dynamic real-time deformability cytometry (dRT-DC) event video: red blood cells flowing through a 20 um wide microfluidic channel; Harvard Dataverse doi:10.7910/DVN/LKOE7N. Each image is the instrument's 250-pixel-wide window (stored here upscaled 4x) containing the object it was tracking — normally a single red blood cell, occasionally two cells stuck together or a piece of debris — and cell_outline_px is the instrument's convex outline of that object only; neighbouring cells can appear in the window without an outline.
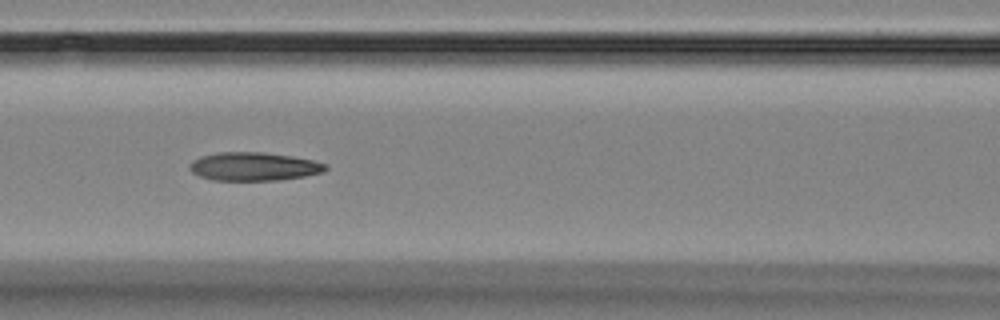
{"species": "Egyptian fruit bat (a non-hibernating species)", "species_latin": "Rousettus aegyptiacus", "temperature_condition": "room temperature", "stored_images_in_passage": 10, "camera_frame_rate_fps": 3000, "um_per_image_px": 0.085, "animal": {"sex": "female"}, "frame": {"image": 1, "passage_image": 4, "time_ms": 3.333, "image_size_px": [1000, 320], "cell_outline_px": [[328, 168], [324, 172], [304, 176], [276, 180], [212, 180], [200, 176], [192, 172], [188, 168], [188, 164], [192, 160], [200, 156], [216, 152], [264, 152], [292, 156], [312, 160], [328, 164]], "centroid_in_image_um": [21.55, 14.14], "position_along_channel_um": 145.0, "area_um2": 22.66}}
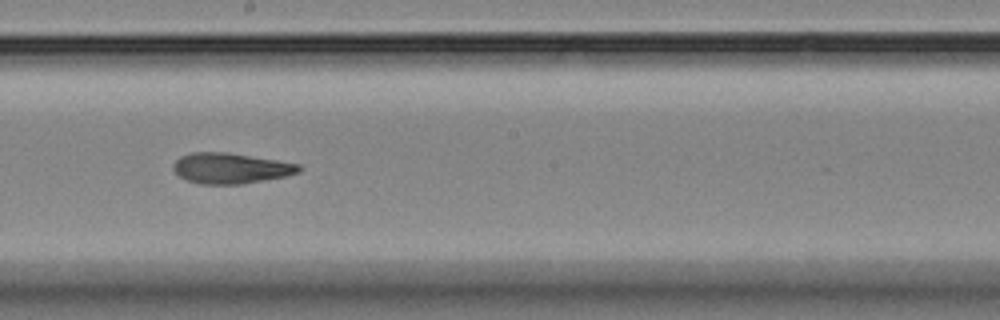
{"frame": {"image": 2, "passage_image": 6, "time_ms": 5.667, "image_size_px": [1000, 320], "cell_outline_px": [[300, 172], [284, 176], [264, 180], [240, 184], [200, 184], [188, 180], [180, 176], [172, 168], [172, 164], [180, 156], [192, 152], [228, 152], [300, 164]], "centroid_in_image_um": [19.58, 14.29], "position_along_channel_um": 228.6, "area_um2": 22.25}}
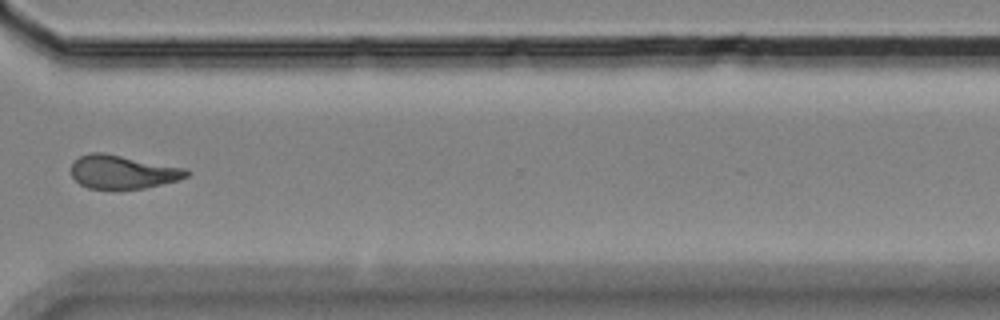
{"frame": {"image": 3, "passage_image": 9, "time_ms": 9.333, "image_size_px": [1000, 320], "cell_outline_px": [[188, 176], [180, 180], [144, 188], [88, 188], [80, 184], [72, 176], [72, 160], [88, 152], [104, 152], [188, 168]], "centroid_in_image_um": [10.44, 14.59], "position_along_channel_um": 360.2, "area_um2": 22.66}, "authors_computed_cell_mechanics": {"area_um2": 22.6576, "velocity_mm_per_s": 3.5966, "shape_relaxation_time_tau1_ms": 3.7748, "shape_relaxation_time_tau2_ms": 2.2344, "deformation_change_tau1": 0.1556, "deformation_change_tau2": 0.1077}}